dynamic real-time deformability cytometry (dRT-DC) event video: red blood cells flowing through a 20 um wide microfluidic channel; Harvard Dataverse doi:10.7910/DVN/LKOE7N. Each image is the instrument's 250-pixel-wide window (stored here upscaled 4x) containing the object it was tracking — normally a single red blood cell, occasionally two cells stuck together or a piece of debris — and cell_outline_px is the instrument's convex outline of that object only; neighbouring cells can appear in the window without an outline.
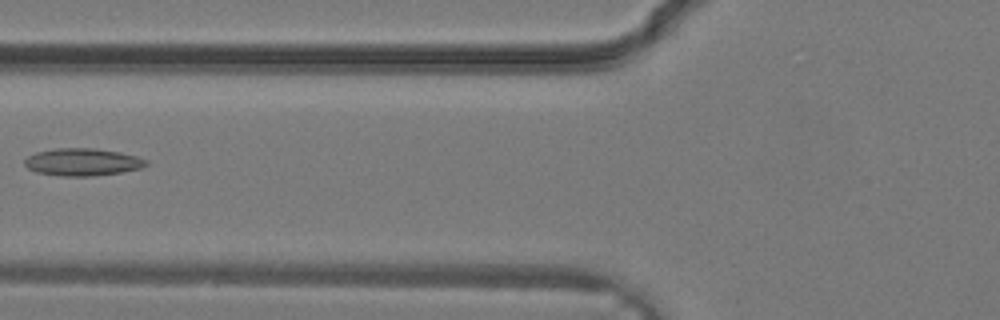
{"species": "common noctule bat (a hibernating species)", "species_latin": "Nyctalus noctula", "temperature_condition": "warm", "stored_images_in_passage": 10, "camera_frame_rate_fps": 3000, "um_per_image_px": 0.085, "animal": {"sex": "male", "body_mass_g": 19.2, "forearm_length_mm": 51.8}, "frame": {"image": 1, "passage_image": 7, "time_ms": 2.0, "image_size_px": [1000, 320], "cell_outline_px": [[148, 164], [140, 168], [120, 172], [92, 176], [60, 176], [36, 172], [28, 168], [24, 164], [24, 160], [28, 156], [36, 152], [56, 148], [96, 148], [120, 152], [136, 156], [148, 160]], "centroid_in_image_um": [7.0, 13.77], "position_along_channel_um": 118.8, "area_um2": 19.42}}
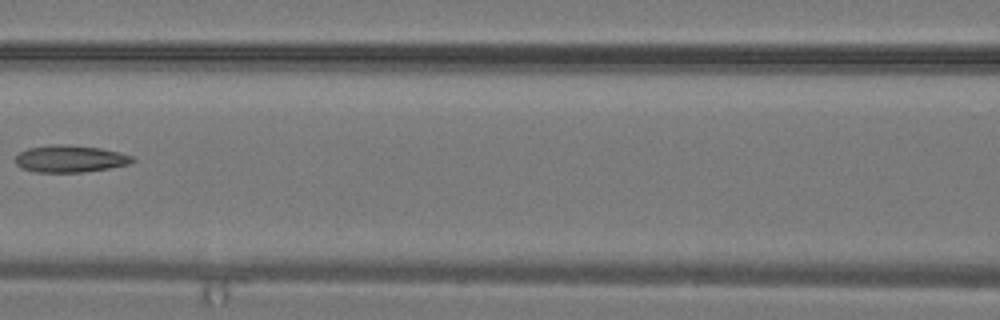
{"frame": {"image": 2, "passage_image": 9, "time_ms": 2.667, "image_size_px": [1000, 320], "cell_outline_px": [[136, 160], [128, 164], [108, 168], [84, 172], [36, 172], [20, 168], [16, 164], [16, 156], [20, 152], [28, 148], [48, 144], [68, 144], [100, 148], [120, 152], [132, 156]], "centroid_in_image_um": [5.94, 13.49], "position_along_channel_um": 160.7, "area_um2": 18.55}}